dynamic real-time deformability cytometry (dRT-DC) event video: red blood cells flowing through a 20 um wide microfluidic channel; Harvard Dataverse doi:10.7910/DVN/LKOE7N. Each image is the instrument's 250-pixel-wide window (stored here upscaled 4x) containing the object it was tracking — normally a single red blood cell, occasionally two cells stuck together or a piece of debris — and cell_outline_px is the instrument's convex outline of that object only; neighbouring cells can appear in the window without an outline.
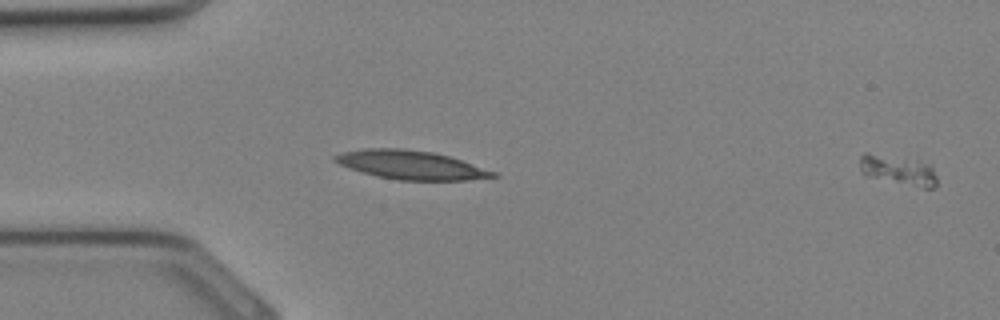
{"species": "Egyptian fruit bat (a non-hibernating species)", "species_latin": "Rousettus aegyptiacus", "temperature_condition": "cold", "stored_images_in_passage": 7, "segment_of_instrument_passage": [2, 2], "camera_frame_rate_fps": 3000, "um_per_image_px": 0.085, "animal": {"sex": "female"}, "frame": {"image": 1, "passage_image": 7, "time_ms": 2.0, "image_size_px": [1000, 320], "cell_outline_px": [[936, 184], [932, 188], [924, 188], [868, 176], [860, 168], [860, 156], [864, 152], [868, 152], [928, 164], [932, 168], [936, 176]], "centroid_in_image_um": [76.33, 14.47], "position_along_channel_um": 8.7, "area_um2": 12.72}}